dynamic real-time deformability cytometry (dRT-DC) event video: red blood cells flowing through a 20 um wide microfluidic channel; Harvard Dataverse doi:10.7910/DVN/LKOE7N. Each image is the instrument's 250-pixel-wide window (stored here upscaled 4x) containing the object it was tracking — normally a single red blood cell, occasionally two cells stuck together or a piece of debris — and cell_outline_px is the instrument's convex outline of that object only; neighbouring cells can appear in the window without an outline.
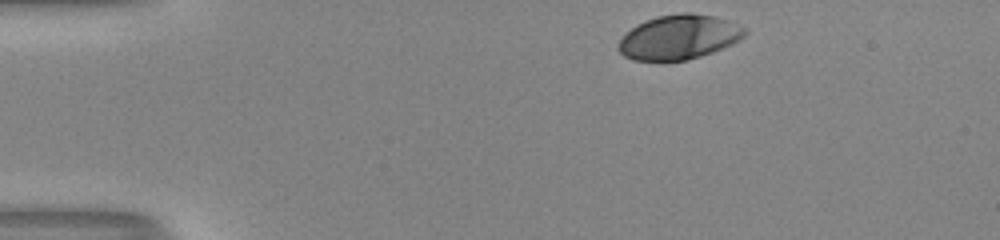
{"species": "human", "species_latin": "Homo sapiens", "temperature_condition": "room temperature", "stored_images_in_passage": 35, "camera_frame_rate_fps": 3000, "um_per_image_px": 0.085, "donor": {"sex": "male"}, "frame": {"image": 1, "passage_image": 1, "time_ms": 0.0, "image_size_px": [1000, 240], "cell_outline_px": [[748, 32], [740, 40], [732, 44], [712, 52], [688, 60], [632, 60], [624, 56], [616, 48], [620, 40], [636, 24], [644, 20], [656, 16], [680, 12], [692, 12], [712, 16], [724, 20], [744, 28]], "centroid_in_image_um": [57.68, 3.15], "position_along_channel_um": 27.3, "area_um2": 32.6}}
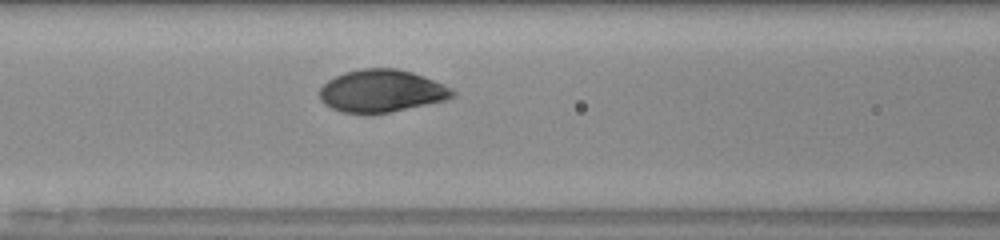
{"frame": {"image": 2, "passage_image": 15, "time_ms": 4.667, "image_size_px": [1000, 240], "cell_outline_px": [[456, 96], [448, 100], [392, 112], [340, 112], [324, 104], [320, 100], [320, 88], [328, 80], [344, 72], [360, 68], [396, 68], [412, 72], [424, 76], [444, 84], [452, 88], [456, 92]], "centroid_in_image_um": [32.48, 7.72], "position_along_channel_um": 134.1, "area_um2": 33.0}}
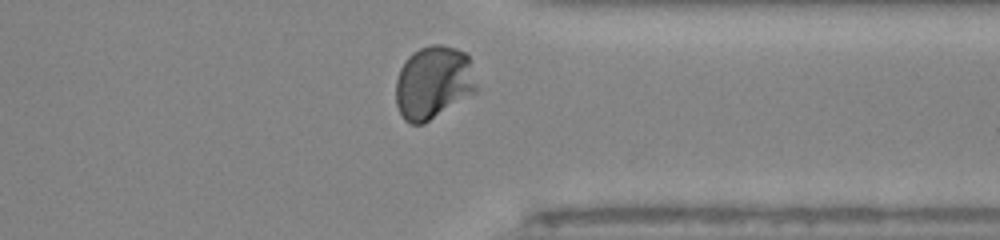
{"frame": {"image": 3, "passage_image": 33, "time_ms": 10.667, "image_size_px": [1000, 240], "cell_outline_px": [[476, 92], [424, 124], [408, 124], [404, 120], [396, 104], [396, 80], [400, 68], [408, 56], [412, 52], [420, 48], [432, 44], [440, 44], [456, 48], [464, 52], [468, 56], [476, 84]], "centroid_in_image_um": [36.81, 7.02], "position_along_channel_um": 374.6, "area_um2": 34.39}, "authors_computed_cell_mechanics": {"area_um2": 33.0616, "velocity_mm_per_s": 4.0383, "shape_relaxation_time_tau1_ms": 2.585, "shape_relaxation_time_tau2_ms": null, "deformation_change_tau1": 0.1514, "deformation_change_tau2": null}}